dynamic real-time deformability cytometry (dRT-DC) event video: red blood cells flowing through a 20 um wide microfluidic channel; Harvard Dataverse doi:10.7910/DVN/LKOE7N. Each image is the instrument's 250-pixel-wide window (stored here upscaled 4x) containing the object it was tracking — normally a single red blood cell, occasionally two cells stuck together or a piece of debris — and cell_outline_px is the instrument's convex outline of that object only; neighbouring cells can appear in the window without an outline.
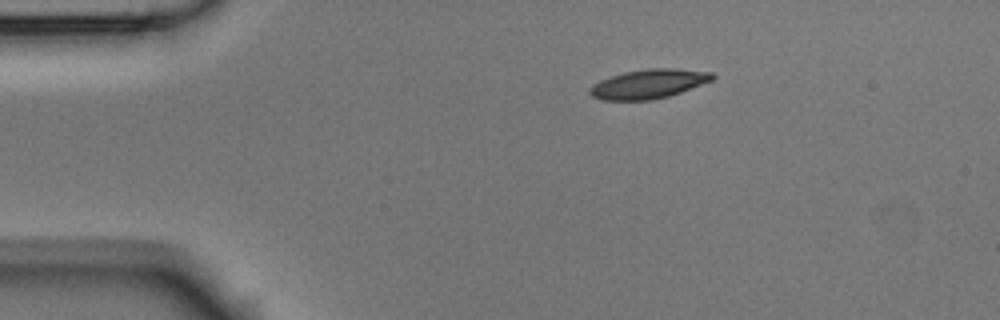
{"species": "Egyptian fruit bat (a non-hibernating species)", "species_latin": "Rousettus aegyptiacus", "temperature_condition": "room temperature", "stored_images_in_passage": 45, "camera_frame_rate_fps": 3000, "um_per_image_px": 0.085, "animal": {"sex": "male"}, "frame": {"image": 1, "passage_image": 1, "time_ms": 0.0, "image_size_px": [1000, 320], "cell_outline_px": [[716, 76], [712, 80], [680, 92], [668, 96], [652, 100], [604, 100], [592, 96], [588, 92], [588, 88], [592, 84], [600, 80], [624, 72], [648, 68], [676, 68], [712, 72]], "centroid_in_image_um": [55.11, 7.12], "position_along_channel_um": 29.9, "area_um2": 20.87}}
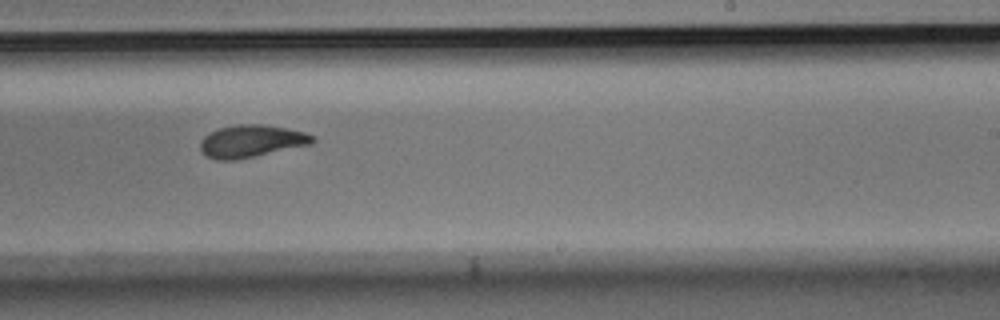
{"frame": {"image": 2, "passage_image": 24, "time_ms": 7.667, "image_size_px": [1000, 320], "cell_outline_px": [[316, 140], [312, 144], [256, 156], [236, 160], [216, 160], [208, 156], [200, 148], [200, 140], [208, 132], [216, 128], [236, 124], [264, 124], [304, 132], [316, 136]], "centroid_in_image_um": [21.36, 11.99], "position_along_channel_um": 267.6, "area_um2": 21.39}}
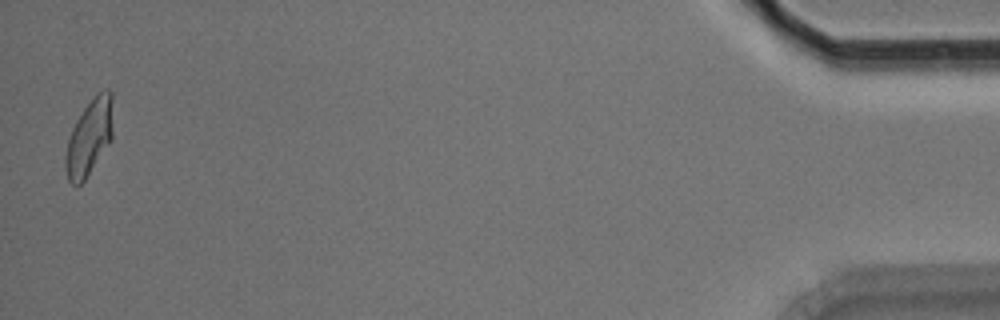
{"frame": {"image": 3, "passage_image": 44, "time_ms": 14.333, "image_size_px": [1000, 320], "cell_outline_px": [[112, 140], [84, 180], [80, 184], [72, 184], [68, 180], [64, 168], [64, 156], [68, 140], [72, 128], [76, 120], [84, 108], [96, 92], [104, 88], [108, 88], [112, 92]], "centroid_in_image_um": [7.59, 11.64], "position_along_channel_um": 427.6, "area_um2": 21.21}, "authors_computed_cell_mechanics": {"area_um2": 20.9236, "velocity_mm_per_s": 3.7648, "shape_relaxation_time_tau1_ms": 5.7091, "shape_relaxation_time_tau2_ms": 2.6642, "deformation_change_tau1": 0.1587, "deformation_change_tau2": 0.0802}}